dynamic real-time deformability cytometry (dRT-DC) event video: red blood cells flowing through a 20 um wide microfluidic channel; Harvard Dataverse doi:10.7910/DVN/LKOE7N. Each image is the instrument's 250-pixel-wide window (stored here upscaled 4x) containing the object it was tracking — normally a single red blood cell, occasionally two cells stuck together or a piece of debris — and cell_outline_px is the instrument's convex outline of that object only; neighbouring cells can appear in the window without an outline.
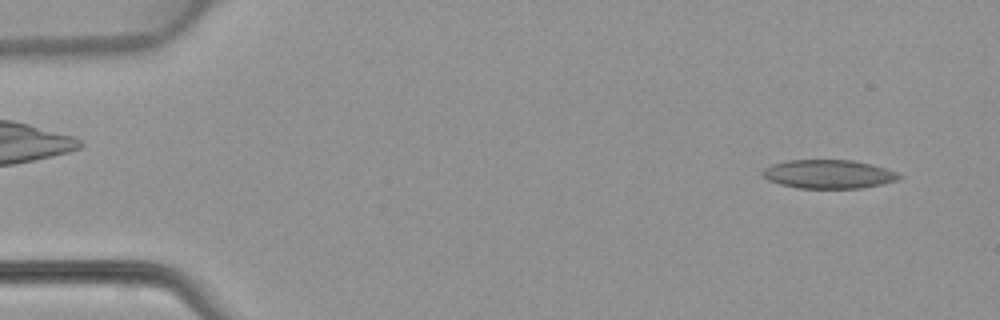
{"species": "common noctule bat (a hibernating species)", "species_latin": "Nyctalus noctula", "temperature_condition": "warm", "stored_images_in_passage": 48, "camera_frame_rate_fps": 3000, "um_per_image_px": 0.085, "animal": {"sex": "female", "body_mass_g": 22.7, "forearm_length_mm": 54.2}, "frame": {"image": 1, "passage_image": 3, "time_ms": 0.667, "image_size_px": [1000, 320], "cell_outline_px": [[904, 176], [896, 180], [880, 184], [860, 188], [800, 188], [780, 184], [768, 180], [760, 172], [764, 168], [772, 164], [788, 160], [852, 160], [872, 164], [896, 172]], "centroid_in_image_um": [70.4, 14.79], "position_along_channel_um": 14.6, "area_um2": 22.72}}
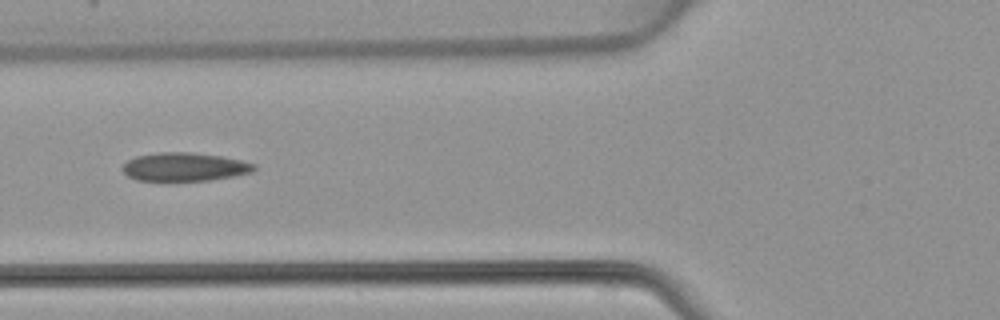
{"frame": {"image": 2, "passage_image": 18, "time_ms": 5.667, "image_size_px": [1000, 320], "cell_outline_px": [[256, 168], [252, 172], [232, 176], [208, 180], [136, 180], [128, 176], [120, 168], [128, 160], [136, 156], [160, 152], [192, 152], [220, 156], [240, 160], [256, 164]], "centroid_in_image_um": [15.67, 14.17], "position_along_channel_um": 110.1, "area_um2": 21.62}}
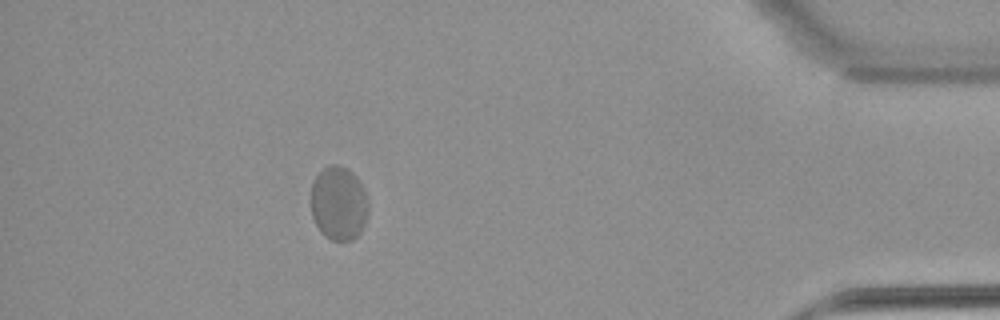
{"frame": {"image": 3, "passage_image": 43, "time_ms": 14.0, "image_size_px": [1000, 320], "cell_outline_px": [[368, 212], [364, 224], [360, 232], [352, 240], [332, 240], [324, 236], [320, 232], [312, 216], [312, 184], [316, 176], [328, 164], [340, 164], [348, 168], [356, 176], [364, 188], [368, 200]], "centroid_in_image_um": [28.8, 17.26], "position_along_channel_um": 406.4, "area_um2": 24.85}}